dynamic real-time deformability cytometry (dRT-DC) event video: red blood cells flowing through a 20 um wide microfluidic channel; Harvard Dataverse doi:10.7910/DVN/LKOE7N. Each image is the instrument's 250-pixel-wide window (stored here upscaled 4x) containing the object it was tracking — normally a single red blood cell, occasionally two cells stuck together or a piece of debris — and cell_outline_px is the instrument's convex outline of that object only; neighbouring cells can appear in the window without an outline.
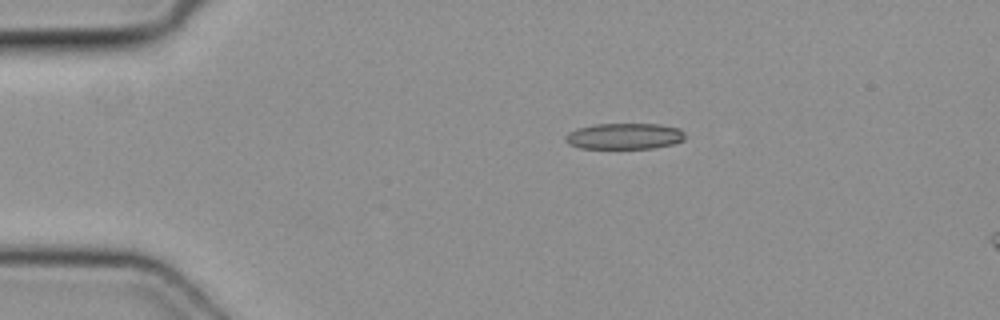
{"species": "common noctule bat (a hibernating species)", "species_latin": "Nyctalus noctula", "temperature_condition": "cold", "stored_images_in_passage": 3, "camera_frame_rate_fps": 3000, "um_per_image_px": 0.085, "animal": {"sex": "female", "body_mass_g": 19.3, "forearm_length_mm": 54.1}, "frame": {"image": 1, "passage_image": 1, "time_ms": 0.0, "image_size_px": [1000, 320], "cell_outline_px": [[684, 140], [672, 144], [652, 148], [580, 148], [568, 144], [564, 140], [564, 136], [568, 132], [580, 128], [596, 124], [660, 124], [680, 128], [684, 132]], "centroid_in_image_um": [53.07, 11.57], "position_along_channel_um": 31.9, "area_um2": 18.15}}